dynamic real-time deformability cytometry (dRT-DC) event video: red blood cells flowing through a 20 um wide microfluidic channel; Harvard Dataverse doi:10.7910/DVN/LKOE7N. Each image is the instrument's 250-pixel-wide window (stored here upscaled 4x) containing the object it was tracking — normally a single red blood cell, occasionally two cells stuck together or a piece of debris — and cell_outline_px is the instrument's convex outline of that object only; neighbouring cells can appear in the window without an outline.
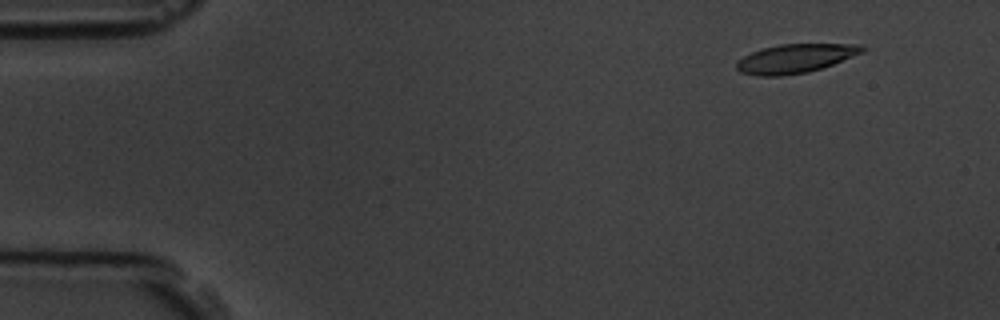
{"species": "common noctule bat (a hibernating species)", "species_latin": "Nyctalus noctula", "temperature_condition": "room temperature", "stored_images_in_passage": 5, "camera_frame_rate_fps": 3000, "um_per_image_px": 0.085, "animal": {"sex": "male", "body_mass_g": 19.5, "forearm_length_mm": 54.6}, "frame": {"image": 1, "passage_image": 2, "time_ms": 1.0, "image_size_px": [1000, 320], "cell_outline_px": [[868, 48], [864, 52], [832, 64], [808, 72], [780, 76], [760, 76], [740, 72], [736, 68], [736, 64], [744, 56], [752, 52], [764, 48], [780, 44], [864, 44]], "centroid_in_image_um": [67.64, 4.96], "position_along_channel_um": 17.4, "area_um2": 21.04}}
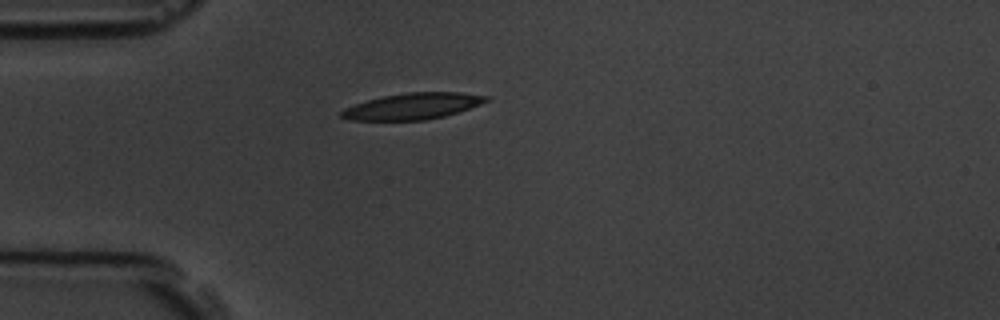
{"frame": {"image": 2, "passage_image": 5, "time_ms": 4.333, "image_size_px": [1000, 320], "cell_outline_px": [[492, 100], [444, 116], [424, 120], [348, 120], [340, 116], [340, 112], [344, 108], [368, 100], [384, 96], [408, 92], [460, 92], [488, 96]], "centroid_in_image_um": [35.08, 9.02], "position_along_channel_um": 49.9, "area_um2": 21.96}}